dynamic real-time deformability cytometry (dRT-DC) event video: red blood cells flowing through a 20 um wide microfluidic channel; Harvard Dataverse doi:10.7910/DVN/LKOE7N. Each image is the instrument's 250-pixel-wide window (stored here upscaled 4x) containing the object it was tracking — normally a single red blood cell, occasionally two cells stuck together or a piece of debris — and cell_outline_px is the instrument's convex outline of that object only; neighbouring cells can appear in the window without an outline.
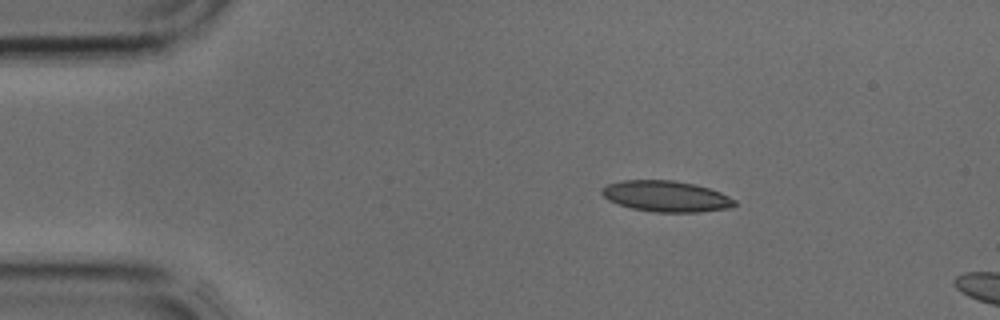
{"species": "common noctule bat (a hibernating species)", "species_latin": "Nyctalus noctula", "temperature_condition": "cold", "stored_images_in_passage": 3, "camera_frame_rate_fps": 3000, "um_per_image_px": 0.085, "animal": {"sex": "male", "body_mass_g": 17.9, "forearm_length_mm": 54.2}, "frame": {"image": 1, "passage_image": 1, "time_ms": 0.0, "image_size_px": [1000, 320], "cell_outline_px": [[736, 204], [728, 208], [700, 212], [656, 212], [632, 208], [608, 200], [600, 192], [600, 188], [608, 184], [624, 180], [672, 180], [696, 184], [720, 192], [736, 200]], "centroid_in_image_um": [56.61, 16.68], "position_along_channel_um": 28.4, "area_um2": 23.87}}